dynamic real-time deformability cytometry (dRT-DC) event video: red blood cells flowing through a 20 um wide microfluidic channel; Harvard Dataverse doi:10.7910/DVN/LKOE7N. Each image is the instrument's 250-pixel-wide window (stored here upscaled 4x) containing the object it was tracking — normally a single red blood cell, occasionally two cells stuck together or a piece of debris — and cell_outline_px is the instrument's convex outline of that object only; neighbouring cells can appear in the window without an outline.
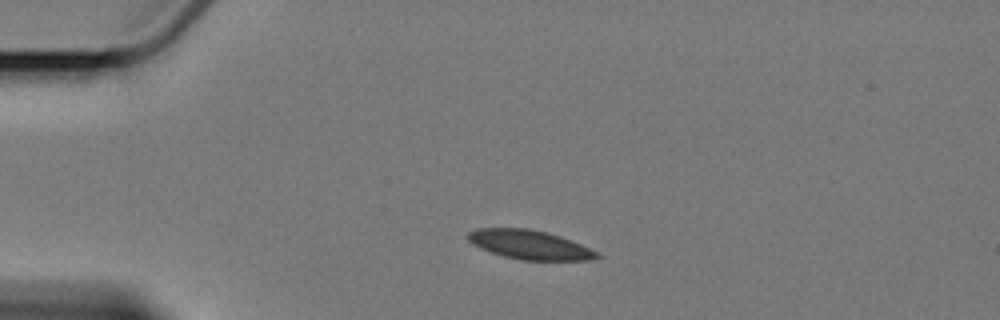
{"species": "Egyptian fruit bat (a non-hibernating species)", "species_latin": "Rousettus aegyptiacus", "temperature_condition": "cold", "stored_images_in_passage": 2, "camera_frame_rate_fps": 3000, "um_per_image_px": 0.085, "animal": {"sex": "female"}, "frame": {"image": 1, "passage_image": 1, "time_ms": 0.0, "image_size_px": [1000, 320], "cell_outline_px": [[600, 256], [592, 260], [520, 260], [504, 256], [480, 248], [472, 244], [464, 236], [468, 232], [476, 228], [528, 228], [548, 232], [560, 236], [600, 252]], "centroid_in_image_um": [45.0, 20.79], "position_along_channel_um": 40.0, "area_um2": 22.02}}